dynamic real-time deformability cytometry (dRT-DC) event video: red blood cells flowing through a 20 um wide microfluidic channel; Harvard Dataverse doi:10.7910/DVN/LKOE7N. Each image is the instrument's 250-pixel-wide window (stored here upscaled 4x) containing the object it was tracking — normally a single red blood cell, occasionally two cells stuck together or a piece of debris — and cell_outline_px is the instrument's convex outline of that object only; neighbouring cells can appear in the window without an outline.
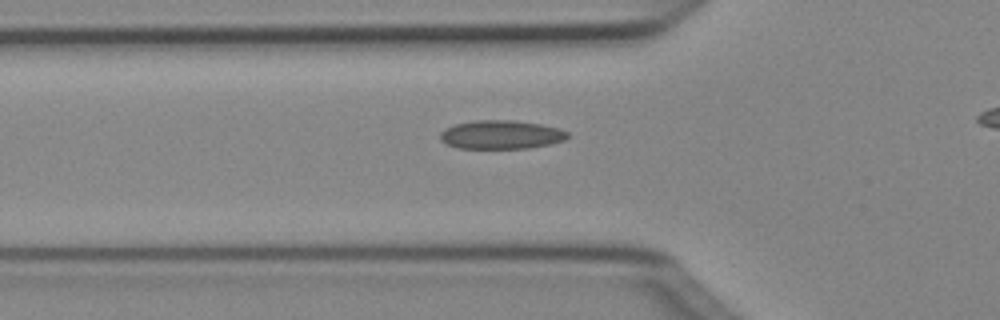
{"species": "Egyptian fruit bat (a non-hibernating species)", "species_latin": "Rousettus aegyptiacus", "temperature_condition": "cold", "stored_images_in_passage": 31, "camera_frame_rate_fps": 3000, "um_per_image_px": 0.085, "animal": {"sex": "female"}, "frame": {"image": 1, "passage_image": 5, "time_ms": 1.333, "image_size_px": [1000, 320], "cell_outline_px": [[568, 136], [564, 140], [548, 144], [528, 148], [456, 148], [440, 140], [440, 132], [444, 128], [456, 124], [476, 120], [512, 120], [540, 124], [560, 128], [568, 132]], "centroid_in_image_um": [42.57, 11.44], "position_along_channel_um": 83.2, "area_um2": 21.21}}
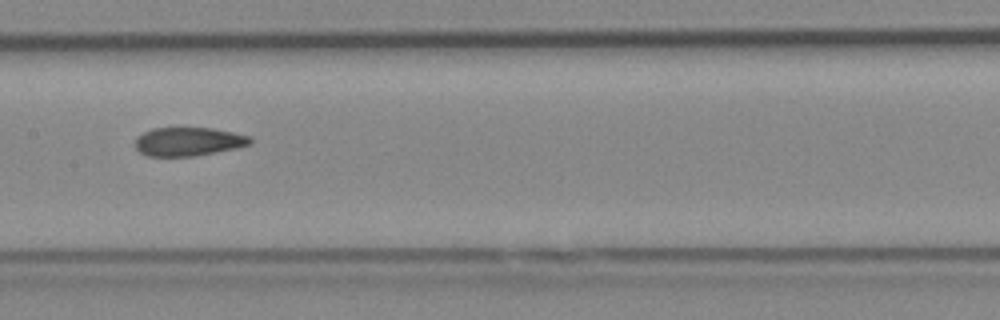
{"frame": {"image": 2, "passage_image": 13, "time_ms": 4.0, "image_size_px": [1000, 320], "cell_outline_px": [[252, 144], [236, 148], [192, 156], [148, 156], [140, 152], [136, 148], [136, 136], [152, 128], [212, 128], [252, 136]], "centroid_in_image_um": [16.02, 12.03], "position_along_channel_um": 191.4, "area_um2": 19.13}}
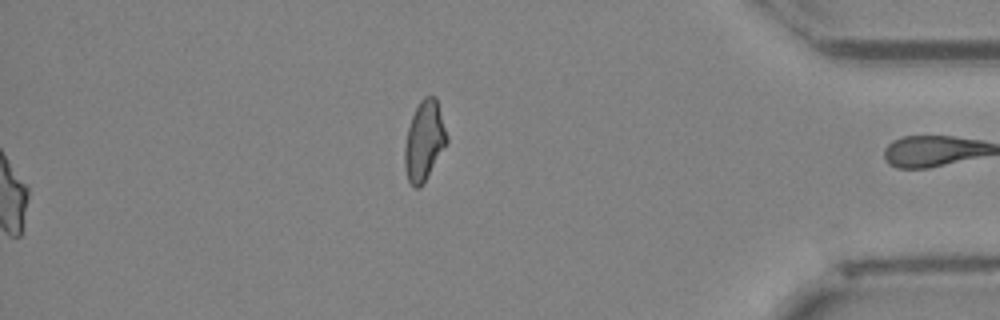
{"frame": {"image": 3, "passage_image": 31, "time_ms": 10.0, "image_size_px": [1000, 320], "cell_outline_px": [[448, 144], [420, 188], [416, 188], [408, 180], [404, 168], [404, 148], [408, 128], [412, 116], [420, 100], [424, 96], [436, 96], [448, 136]], "centroid_in_image_um": [36.07, 11.97], "position_along_channel_um": 399.1, "area_um2": 19.71}, "authors_computed_cell_mechanics": {"area_um2": 20.1722, "velocity_mm_per_s": 4.0522, "shape_relaxation_time_tau1_ms": null, "shape_relaxation_time_tau2_ms": 2.9531, "deformation_change_tau1": null, "deformation_change_tau2": 0.0926}}